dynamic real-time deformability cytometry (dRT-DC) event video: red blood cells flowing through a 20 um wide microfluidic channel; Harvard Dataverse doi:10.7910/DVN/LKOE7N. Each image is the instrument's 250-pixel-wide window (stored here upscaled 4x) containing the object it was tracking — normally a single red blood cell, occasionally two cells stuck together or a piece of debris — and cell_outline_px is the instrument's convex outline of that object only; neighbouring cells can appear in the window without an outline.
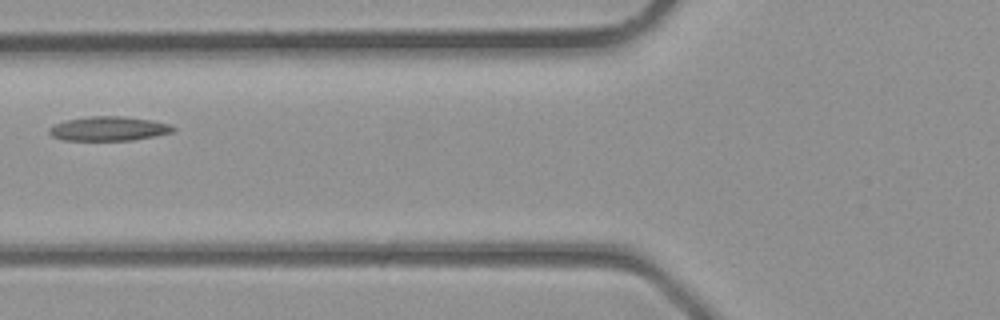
{"species": "common noctule bat (a hibernating species)", "species_latin": "Nyctalus noctula", "temperature_condition": "room temperature", "stored_images_in_passage": 4, "camera_frame_rate_fps": 3000, "um_per_image_px": 0.085, "animal": {"sex": "male", "body_mass_g": 23.1, "forearm_length_mm": 52.7}, "frame": {"image": 1, "passage_image": 4, "time_ms": 1.0, "image_size_px": [1000, 320], "cell_outline_px": [[176, 128], [172, 132], [132, 140], [64, 140], [52, 136], [48, 132], [48, 128], [56, 124], [68, 120], [88, 116], [124, 116], [152, 120], [172, 124]], "centroid_in_image_um": [9.26, 10.93], "position_along_channel_um": 116.5, "area_um2": 17.46}}